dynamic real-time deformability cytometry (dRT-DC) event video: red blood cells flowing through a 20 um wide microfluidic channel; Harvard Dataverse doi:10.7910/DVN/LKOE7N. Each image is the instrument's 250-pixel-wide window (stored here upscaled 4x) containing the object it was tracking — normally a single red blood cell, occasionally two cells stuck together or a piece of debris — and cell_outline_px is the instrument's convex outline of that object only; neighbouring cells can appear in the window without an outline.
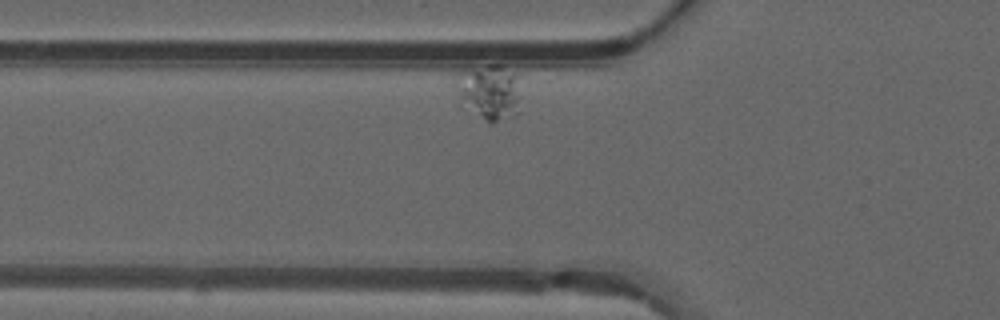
{"species": "common noctule bat (a hibernating species)", "species_latin": "Nyctalus noctula", "temperature_condition": "warm", "stored_images_in_passage": 21, "camera_frame_rate_fps": 3000, "um_per_image_px": 0.085, "animal": {"sex": "male", "forearm_length_mm": 52.5}, "frame": {"image": 1, "passage_image": 2, "time_ms": 0.333, "image_size_px": [1000, 320], "cell_outline_px": [[520, 112], [512, 116], [492, 124], [488, 124], [456, 92], [452, 84], [472, 68], [488, 64], [504, 64], [512, 76]], "centroid_in_image_um": [41.58, 7.84], "position_along_channel_um": 84.2, "area_um2": 19.54}}
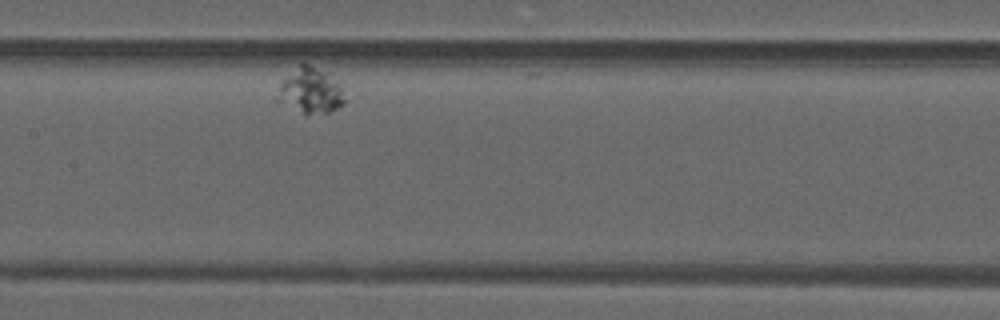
{"frame": {"image": 2, "passage_image": 12, "time_ms": 3.667, "image_size_px": [1000, 320], "cell_outline_px": [[344, 104], [328, 112], [304, 116], [272, 100], [280, 84], [304, 60], [328, 72], [340, 88], [344, 100]], "centroid_in_image_um": [26.29, 7.74], "position_along_channel_um": 181.1, "area_um2": 18.32}}
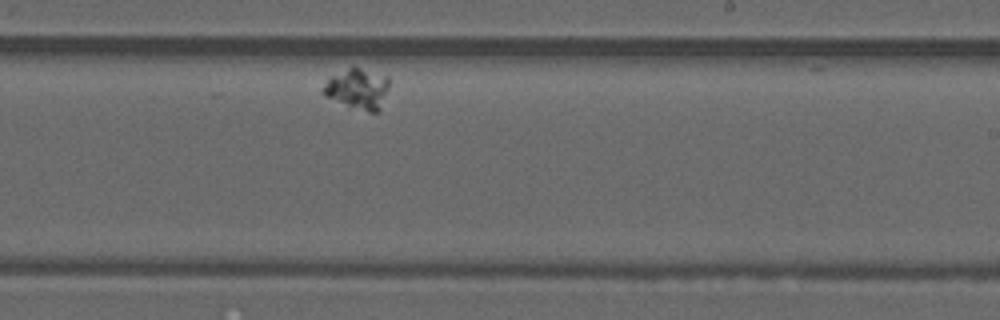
{"frame": {"image": 3, "passage_image": 20, "time_ms": 6.333, "image_size_px": [1000, 320], "cell_outline_px": [[388, 88], [380, 112], [368, 112], [348, 108], [324, 96], [320, 92], [320, 88], [328, 76], [352, 64], [388, 76]], "centroid_in_image_um": [30.33, 7.53], "position_along_channel_um": 258.7, "area_um2": 16.7}}